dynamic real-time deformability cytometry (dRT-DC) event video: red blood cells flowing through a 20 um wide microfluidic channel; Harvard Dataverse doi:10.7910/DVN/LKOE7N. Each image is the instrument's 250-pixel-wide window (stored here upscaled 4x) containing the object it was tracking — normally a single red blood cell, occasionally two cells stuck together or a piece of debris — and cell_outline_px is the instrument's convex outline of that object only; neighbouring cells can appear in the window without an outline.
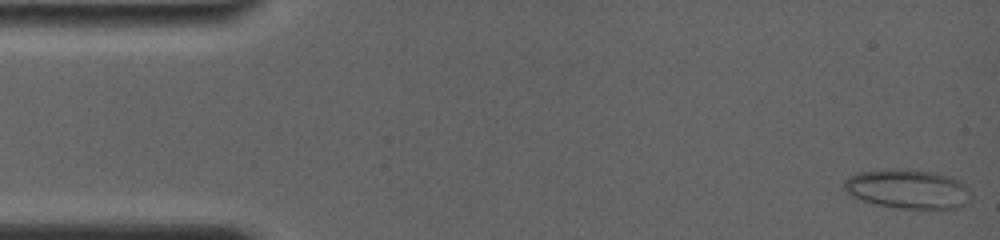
{"species": "common noctule bat (a hibernating species)", "species_latin": "Nyctalus noctula", "temperature_condition": "room temperature", "stored_images_in_passage": 9, "camera_frame_rate_fps": 4000, "um_per_image_px": 0.085, "animal": {"sex": "female", "body_mass_g": 19.0, "forearm_length_mm": 56.7}, "frame": {"image": 1, "passage_image": 1, "time_ms": 0.0, "image_size_px": [1000, 240], "cell_outline_px": [[972, 196], [960, 208], [896, 208], [876, 204], [852, 196], [844, 188], [844, 180], [848, 176], [860, 172], [888, 168], [900, 168], [932, 172], [948, 176], [960, 180], [972, 192]], "centroid_in_image_um": [77.17, 16.05], "position_along_channel_um": 7.8, "area_um2": 29.07}}
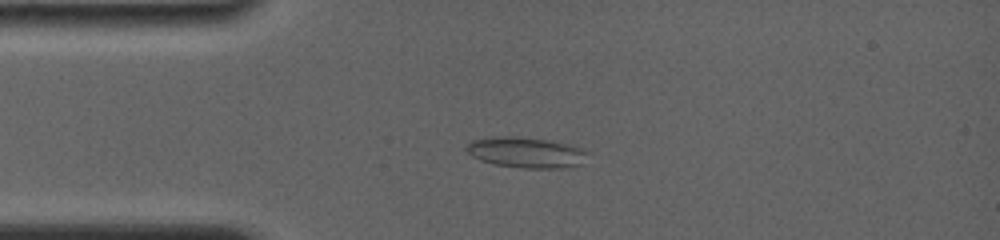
{"frame": {"image": 2, "passage_image": 6, "time_ms": 3.5, "image_size_px": [1000, 240], "cell_outline_px": [[592, 152], [584, 164], [568, 168], [524, 168], [496, 164], [480, 160], [472, 156], [464, 148], [472, 140], [492, 136], [512, 136], [552, 140], [572, 144]], "centroid_in_image_um": [44.83, 12.95], "position_along_channel_um": 40.2, "area_um2": 22.25}}